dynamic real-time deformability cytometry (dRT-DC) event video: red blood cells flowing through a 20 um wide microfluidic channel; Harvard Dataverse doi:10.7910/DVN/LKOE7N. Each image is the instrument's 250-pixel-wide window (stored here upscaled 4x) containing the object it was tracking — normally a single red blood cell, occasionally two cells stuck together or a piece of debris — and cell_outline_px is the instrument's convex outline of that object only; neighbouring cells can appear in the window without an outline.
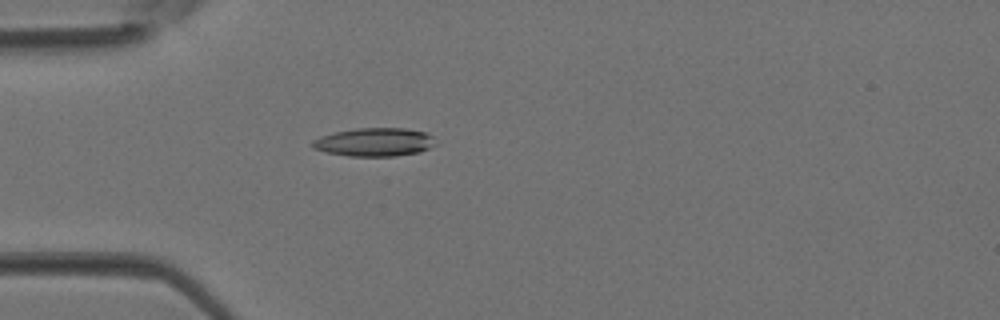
{"species": "Egyptian fruit bat (a non-hibernating species)", "species_latin": "Rousettus aegyptiacus", "temperature_condition": "room temperature", "stored_images_in_passage": 2, "camera_frame_rate_fps": 3000, "um_per_image_px": 0.085, "animal": {"sex": "female"}, "frame": {"image": 1, "passage_image": 2, "time_ms": 0.333, "image_size_px": [1000, 320], "cell_outline_px": [[440, 144], [420, 152], [396, 156], [348, 156], [324, 152], [312, 148], [312, 140], [320, 136], [336, 132], [356, 128], [404, 128], [424, 132], [432, 136]], "centroid_in_image_um": [31.86, 12.08], "position_along_channel_um": 53.1, "area_um2": 20.63}}